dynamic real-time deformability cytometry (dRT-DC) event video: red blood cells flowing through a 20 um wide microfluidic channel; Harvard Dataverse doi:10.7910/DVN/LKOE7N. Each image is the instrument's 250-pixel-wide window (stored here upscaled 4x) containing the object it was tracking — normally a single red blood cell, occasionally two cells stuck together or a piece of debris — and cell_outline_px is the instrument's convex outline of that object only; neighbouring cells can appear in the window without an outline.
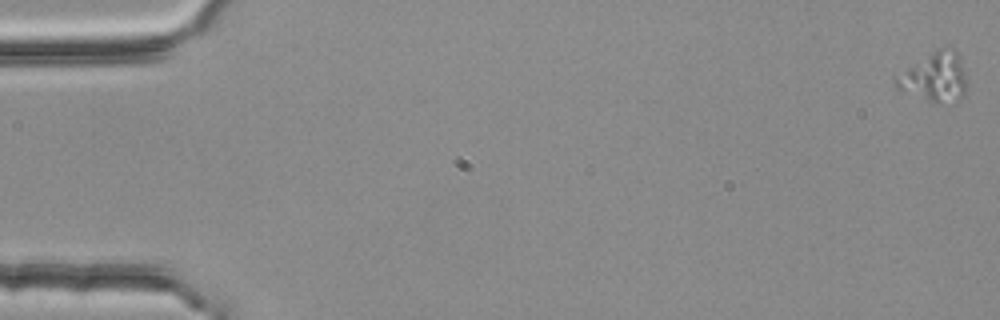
{"species": "common noctule bat (a hibernating species)", "species_latin": "Nyctalus noctula", "temperature_condition": "room temperature", "stored_images_in_passage": 4, "camera_frame_rate_fps": 3000, "um_per_image_px": 0.085, "animal": {"sex": "female", "body_mass_g": 25.1}, "frame": {"image": 1, "passage_image": 1, "time_ms": 0.0, "image_size_px": [1000, 320], "cell_outline_px": [[964, 92], [960, 96], [936, 104], [896, 88], [892, 80], [896, 76], [908, 68], [940, 48], [956, 52], [960, 60], [964, 72]], "centroid_in_image_um": [79.38, 6.59], "position_along_channel_um": 5.6, "area_um2": 19.02}}